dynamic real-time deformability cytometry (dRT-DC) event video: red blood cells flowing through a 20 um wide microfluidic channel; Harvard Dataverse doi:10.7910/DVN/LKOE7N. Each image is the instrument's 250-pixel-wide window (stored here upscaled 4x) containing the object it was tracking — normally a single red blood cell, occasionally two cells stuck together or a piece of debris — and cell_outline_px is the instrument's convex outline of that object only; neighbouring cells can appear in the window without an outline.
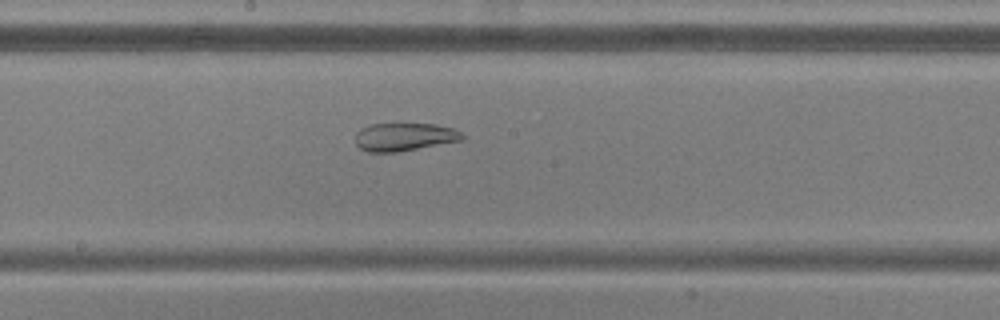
{"species": "common noctule bat (a hibernating species)", "species_latin": "Nyctalus noctula", "temperature_condition": "warm", "stored_images_in_passage": 52, "camera_frame_rate_fps": 3000, "um_per_image_px": 0.085, "animal": {"sex": "male", "body_mass_g": 20.5, "forearm_length_mm": 52.5}, "frame": {"image": 1, "passage_image": 27, "time_ms": 8.667, "image_size_px": [1000, 320], "cell_outline_px": [[464, 140], [396, 152], [368, 152], [360, 148], [356, 144], [356, 132], [360, 128], [372, 124], [436, 124], [456, 128], [464, 136]], "centroid_in_image_um": [34.39, 11.63], "position_along_channel_um": 213.8, "area_um2": 17.51}}
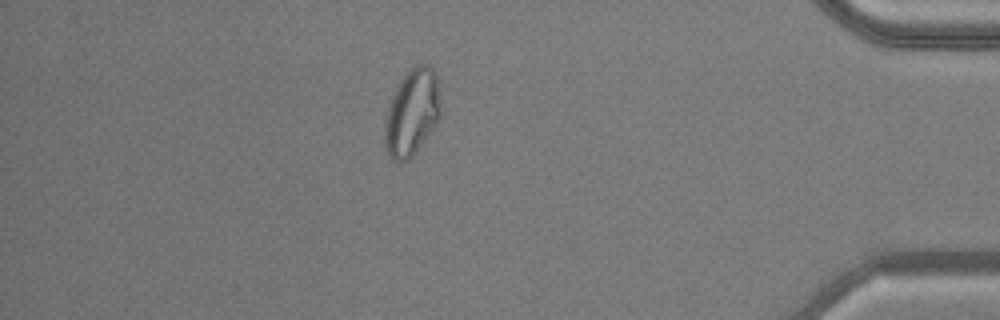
{"frame": {"image": 2, "passage_image": 45, "time_ms": 14.667, "image_size_px": [1000, 320], "cell_outline_px": [[440, 116], [436, 124], [416, 152], [408, 160], [400, 164], [396, 164], [392, 160], [384, 144], [384, 124], [388, 108], [392, 96], [400, 80], [408, 68], [412, 64], [428, 64], [432, 68], [436, 76], [440, 100]], "centroid_in_image_um": [35.0, 9.57], "position_along_channel_um": 400.2, "area_um2": 28.5}}
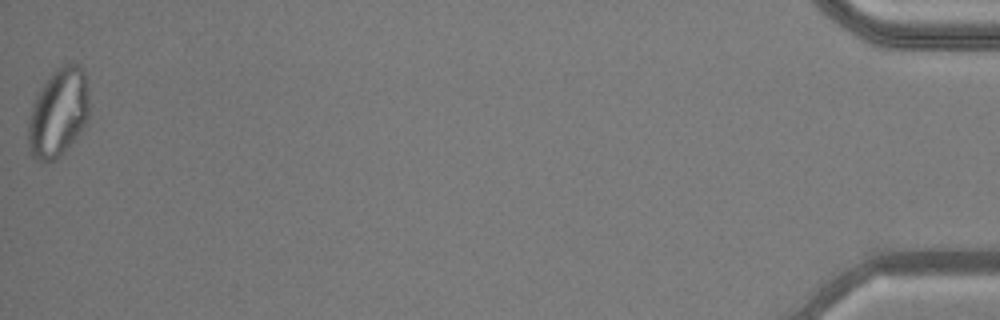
{"frame": {"image": 3, "passage_image": 52, "time_ms": 17.0, "image_size_px": [1000, 320], "cell_outline_px": [[88, 116], [80, 132], [56, 160], [44, 164], [36, 160], [32, 156], [28, 144], [28, 120], [32, 104], [40, 88], [52, 72], [56, 68], [64, 64], [80, 64], [84, 72], [88, 96]], "centroid_in_image_um": [4.92, 9.6], "position_along_channel_um": 430.3, "area_um2": 31.44}, "authors_computed_cell_mechanics": {"area_um2": 27.2816, "velocity_mm_per_s": 3.8437, "shape_relaxation_time_tau1_ms": null, "shape_relaxation_time_tau2_ms": 2.006, "deformation_change_tau1": null, "deformation_change_tau2": 0.0876}}